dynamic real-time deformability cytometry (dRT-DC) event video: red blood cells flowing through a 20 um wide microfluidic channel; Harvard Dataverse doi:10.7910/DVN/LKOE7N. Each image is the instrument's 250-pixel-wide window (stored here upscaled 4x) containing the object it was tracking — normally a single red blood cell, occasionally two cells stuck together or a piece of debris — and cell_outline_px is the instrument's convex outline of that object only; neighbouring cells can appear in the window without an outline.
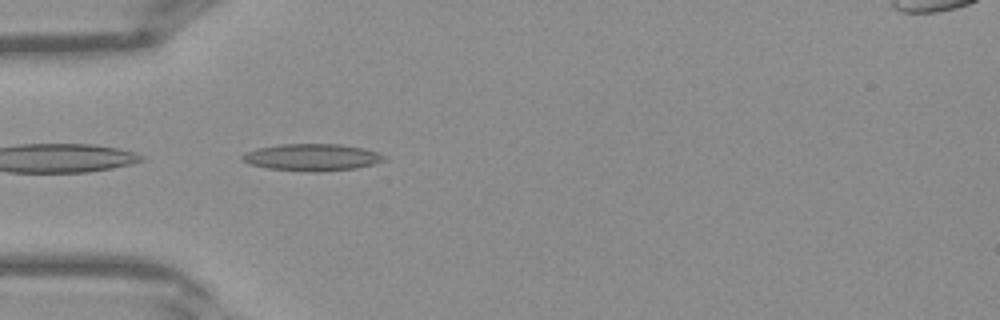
{"species": "Egyptian fruit bat (a non-hibernating species)", "species_latin": "Rousettus aegyptiacus", "temperature_condition": "warm", "stored_images_in_passage": 33, "camera_frame_rate_fps": 3000, "um_per_image_px": 0.085, "frame": {"image": 1, "passage_image": 5, "time_ms": 1.333, "image_size_px": [1000, 320], "cell_outline_px": [[388, 160], [356, 168], [320, 172], [312, 172], [268, 168], [248, 164], [240, 160], [240, 156], [244, 152], [260, 148], [280, 144], [340, 144], [364, 148], [380, 152]], "centroid_in_image_um": [26.52, 13.37], "position_along_channel_um": 58.5, "area_um2": 22.48}}
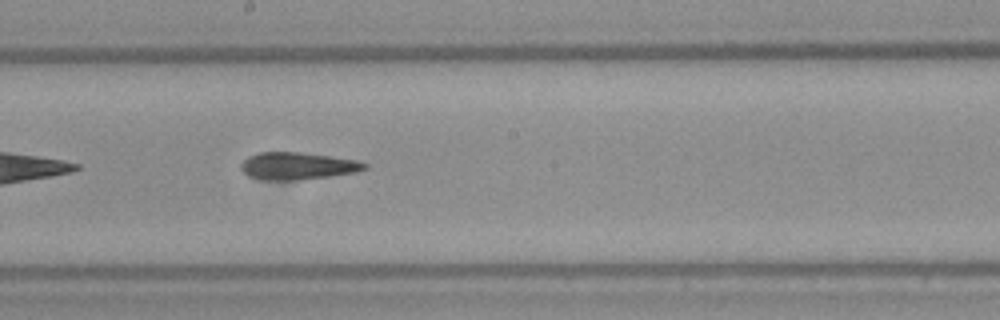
{"frame": {"image": 2, "passage_image": 15, "time_ms": 4.667, "image_size_px": [1000, 320], "cell_outline_px": [[368, 168], [356, 172], [328, 176], [292, 180], [264, 180], [248, 176], [240, 168], [240, 164], [248, 156], [260, 152], [300, 152], [356, 160], [368, 164]], "centroid_in_image_um": [25.26, 14.1], "position_along_channel_um": 222.9, "area_um2": 19.48}}
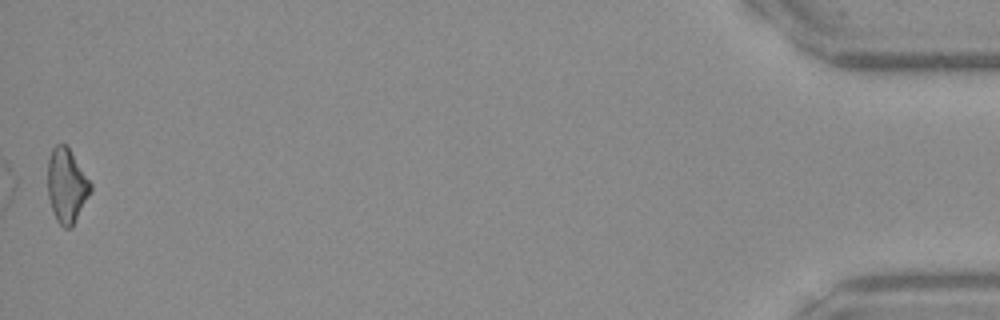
{"frame": {"image": 3, "passage_image": 33, "time_ms": 10.667, "image_size_px": [1000, 320], "cell_outline_px": [[92, 192], [72, 228], [64, 228], [56, 220], [48, 196], [48, 160], [52, 148], [56, 144], [64, 144], [68, 148], [92, 184]], "centroid_in_image_um": [5.68, 15.82], "position_along_channel_um": 429.5, "area_um2": 18.5}}